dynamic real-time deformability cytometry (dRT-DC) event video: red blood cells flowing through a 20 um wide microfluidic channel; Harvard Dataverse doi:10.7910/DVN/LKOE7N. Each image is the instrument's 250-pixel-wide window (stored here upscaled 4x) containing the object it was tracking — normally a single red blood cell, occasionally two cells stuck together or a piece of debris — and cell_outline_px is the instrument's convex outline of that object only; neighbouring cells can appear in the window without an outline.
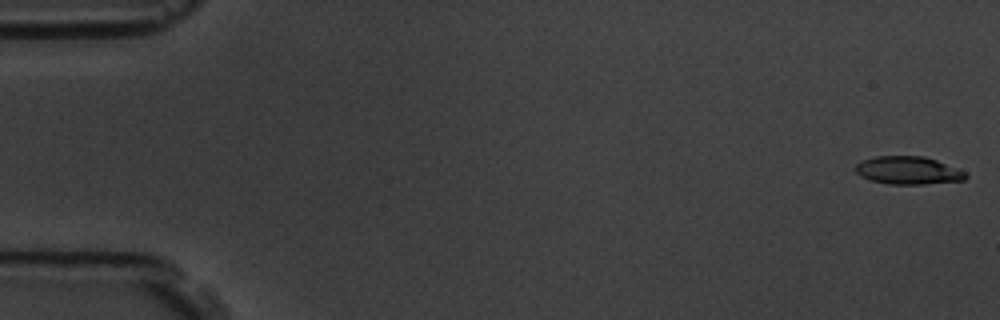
{"species": "common noctule bat (a hibernating species)", "species_latin": "Nyctalus noctula", "temperature_condition": "room temperature", "stored_images_in_passage": 58, "camera_frame_rate_fps": 3000, "um_per_image_px": 0.085, "animal": {"sex": "male", "body_mass_g": 19.5, "forearm_length_mm": 54.6}, "frame": {"image": 1, "passage_image": 1, "time_ms": 0.0, "image_size_px": [1000, 320], "cell_outline_px": [[968, 176], [964, 180], [924, 184], [888, 184], [868, 180], [860, 176], [856, 172], [856, 164], [864, 160], [876, 156], [924, 156], [936, 160], [964, 172]], "centroid_in_image_um": [77.15, 14.49], "position_along_channel_um": 7.8, "area_um2": 17.74}}
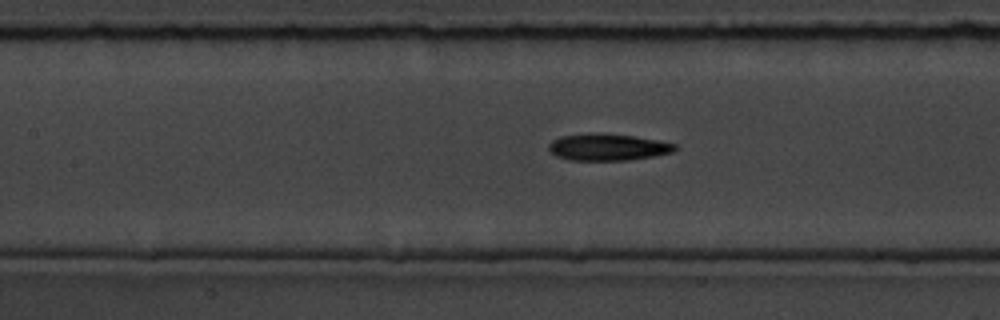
{"frame": {"image": 2, "passage_image": 26, "time_ms": 8.333, "image_size_px": [1000, 320], "cell_outline_px": [[676, 148], [672, 152], [656, 156], [628, 160], [568, 160], [556, 156], [548, 148], [548, 144], [552, 140], [560, 136], [588, 132], [596, 132], [632, 136], [656, 140], [676, 144]], "centroid_in_image_um": [51.61, 12.5], "position_along_channel_um": 155.8, "area_um2": 19.83}}
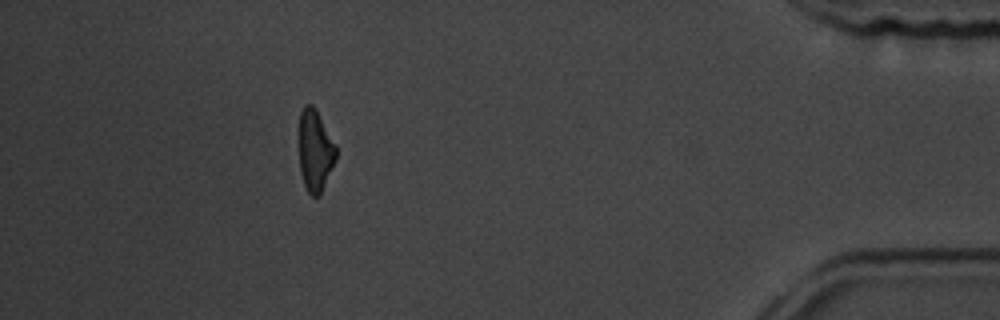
{"frame": {"image": 3, "passage_image": 52, "time_ms": 17.0, "image_size_px": [1000, 320], "cell_outline_px": [[336, 160], [320, 196], [312, 196], [308, 192], [304, 184], [300, 172], [296, 132], [300, 112], [304, 104], [312, 104], [316, 108], [336, 144]], "centroid_in_image_um": [26.74, 12.75], "position_along_channel_um": 408.5, "area_um2": 18.55}, "authors_computed_cell_mechanics": {"area_um2": 18.7272, "velocity_mm_per_s": 3.5466, "shape_relaxation_time_tau1_ms": 3.8109, "shape_relaxation_time_tau2_ms": 7.3598, "deformation_change_tau1": 0.1297, "deformation_change_tau2": 0.2117}}